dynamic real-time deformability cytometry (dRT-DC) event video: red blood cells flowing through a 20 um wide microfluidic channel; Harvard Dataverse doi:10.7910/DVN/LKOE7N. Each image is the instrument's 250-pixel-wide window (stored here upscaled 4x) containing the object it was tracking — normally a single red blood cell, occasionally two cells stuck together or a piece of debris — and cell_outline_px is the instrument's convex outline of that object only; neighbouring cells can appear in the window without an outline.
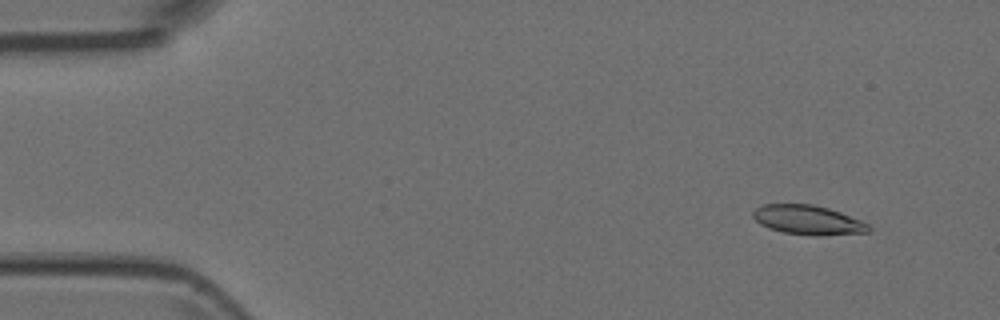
{"species": "Egyptian fruit bat (a non-hibernating species)", "species_latin": "Rousettus aegyptiacus", "temperature_condition": "room temperature", "stored_images_in_passage": 4, "camera_frame_rate_fps": 3000, "um_per_image_px": 0.085, "animal": {"sex": "female"}, "frame": {"image": 1, "passage_image": 2, "time_ms": 0.333, "image_size_px": [1000, 320], "cell_outline_px": [[872, 228], [868, 232], [816, 236], [784, 232], [768, 228], [760, 224], [752, 216], [752, 212], [756, 208], [764, 204], [812, 204], [828, 208], [840, 212], [860, 220], [868, 224]], "centroid_in_image_um": [68.66, 18.7], "position_along_channel_um": 16.3, "area_um2": 19.71}}